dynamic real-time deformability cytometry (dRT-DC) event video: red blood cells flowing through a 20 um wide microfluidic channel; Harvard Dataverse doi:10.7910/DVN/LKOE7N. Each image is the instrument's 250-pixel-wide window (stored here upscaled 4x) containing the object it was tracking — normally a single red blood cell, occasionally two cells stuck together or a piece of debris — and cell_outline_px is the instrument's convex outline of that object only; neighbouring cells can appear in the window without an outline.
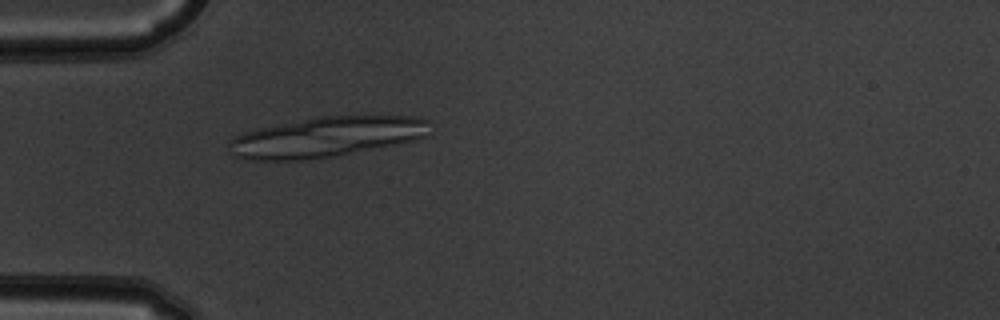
{"species": "common noctule bat (a hibernating species)", "species_latin": "Nyctalus noctula", "temperature_condition": "warm", "stored_images_in_passage": 52, "segment_of_instrument_passage": [1, 2], "camera_frame_rate_fps": 3000, "um_per_image_px": 0.085, "animal": {"sex": "male", "body_mass_g": 19.5, "forearm_length_mm": 54.6}, "frame": {"image": 1, "passage_image": 16, "time_ms": 5.0, "image_size_px": [1000, 320], "cell_outline_px": [[428, 120], [424, 136], [412, 140], [396, 144], [332, 156], [304, 160], [248, 160], [232, 156], [228, 152], [228, 144], [232, 136], [244, 132], [260, 128], [320, 116], [376, 112], [420, 116]], "centroid_in_image_um": [27.76, 11.59], "position_along_channel_um": 57.2, "area_um2": 48.09}}
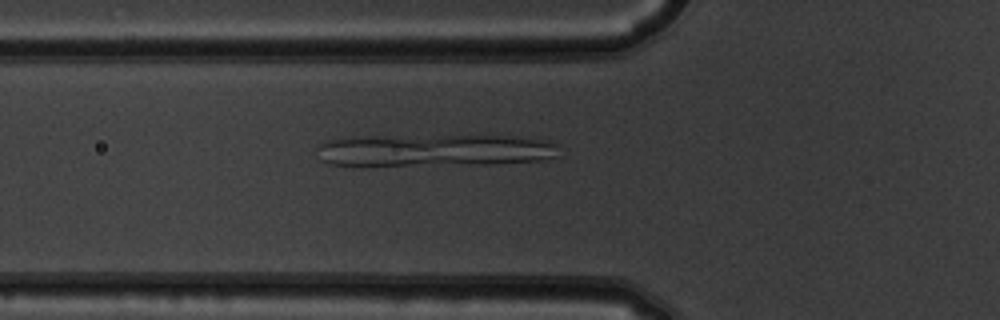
{"frame": {"image": 2, "passage_image": 19, "time_ms": 6.0, "image_size_px": [1000, 320], "cell_outline_px": [[560, 156], [544, 160], [488, 164], [364, 168], [332, 164], [320, 160], [316, 148], [324, 140], [352, 136], [512, 136], [552, 140], [556, 144]], "centroid_in_image_um": [36.83, 12.81], "position_along_channel_um": 89.0, "area_um2": 47.63}}